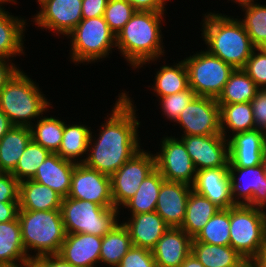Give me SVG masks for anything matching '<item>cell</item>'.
<instances>
[{
    "label": "cell",
    "instance_id": "1",
    "mask_svg": "<svg viewBox=\"0 0 266 267\" xmlns=\"http://www.w3.org/2000/svg\"><path fill=\"white\" fill-rule=\"evenodd\" d=\"M111 113L99 133L91 131L83 164L107 176H112L126 161L141 150L140 121L134 101L125 91L117 96Z\"/></svg>",
    "mask_w": 266,
    "mask_h": 267
},
{
    "label": "cell",
    "instance_id": "2",
    "mask_svg": "<svg viewBox=\"0 0 266 267\" xmlns=\"http://www.w3.org/2000/svg\"><path fill=\"white\" fill-rule=\"evenodd\" d=\"M164 13L136 11L116 36L119 54L135 70L165 57L161 29L166 15Z\"/></svg>",
    "mask_w": 266,
    "mask_h": 267
},
{
    "label": "cell",
    "instance_id": "3",
    "mask_svg": "<svg viewBox=\"0 0 266 267\" xmlns=\"http://www.w3.org/2000/svg\"><path fill=\"white\" fill-rule=\"evenodd\" d=\"M202 15L200 30L206 50L235 69H242L255 47L241 21L215 11Z\"/></svg>",
    "mask_w": 266,
    "mask_h": 267
},
{
    "label": "cell",
    "instance_id": "4",
    "mask_svg": "<svg viewBox=\"0 0 266 267\" xmlns=\"http://www.w3.org/2000/svg\"><path fill=\"white\" fill-rule=\"evenodd\" d=\"M45 96L39 84L19 68L0 90V110L14 126L30 127L52 109Z\"/></svg>",
    "mask_w": 266,
    "mask_h": 267
},
{
    "label": "cell",
    "instance_id": "5",
    "mask_svg": "<svg viewBox=\"0 0 266 267\" xmlns=\"http://www.w3.org/2000/svg\"><path fill=\"white\" fill-rule=\"evenodd\" d=\"M18 219L22 242L29 259L59 253L66 237L60 209L19 210ZM32 251L35 254H32Z\"/></svg>",
    "mask_w": 266,
    "mask_h": 267
},
{
    "label": "cell",
    "instance_id": "6",
    "mask_svg": "<svg viewBox=\"0 0 266 267\" xmlns=\"http://www.w3.org/2000/svg\"><path fill=\"white\" fill-rule=\"evenodd\" d=\"M70 40V61L95 63L109 56L116 49V36L103 16L82 21L66 36Z\"/></svg>",
    "mask_w": 266,
    "mask_h": 267
},
{
    "label": "cell",
    "instance_id": "7",
    "mask_svg": "<svg viewBox=\"0 0 266 267\" xmlns=\"http://www.w3.org/2000/svg\"><path fill=\"white\" fill-rule=\"evenodd\" d=\"M66 234L85 233L103 237L119 223L120 210L64 197L60 206Z\"/></svg>",
    "mask_w": 266,
    "mask_h": 267
},
{
    "label": "cell",
    "instance_id": "8",
    "mask_svg": "<svg viewBox=\"0 0 266 267\" xmlns=\"http://www.w3.org/2000/svg\"><path fill=\"white\" fill-rule=\"evenodd\" d=\"M230 246L242 257L255 259L266 237V210L248 205L230 207Z\"/></svg>",
    "mask_w": 266,
    "mask_h": 267
},
{
    "label": "cell",
    "instance_id": "9",
    "mask_svg": "<svg viewBox=\"0 0 266 267\" xmlns=\"http://www.w3.org/2000/svg\"><path fill=\"white\" fill-rule=\"evenodd\" d=\"M188 84L196 96L217 99L235 68L219 57L205 51H197L185 57Z\"/></svg>",
    "mask_w": 266,
    "mask_h": 267
},
{
    "label": "cell",
    "instance_id": "10",
    "mask_svg": "<svg viewBox=\"0 0 266 267\" xmlns=\"http://www.w3.org/2000/svg\"><path fill=\"white\" fill-rule=\"evenodd\" d=\"M146 151L141 149L110 176L114 208L121 210L122 206L137 192L147 175L156 168L154 154Z\"/></svg>",
    "mask_w": 266,
    "mask_h": 267
},
{
    "label": "cell",
    "instance_id": "11",
    "mask_svg": "<svg viewBox=\"0 0 266 267\" xmlns=\"http://www.w3.org/2000/svg\"><path fill=\"white\" fill-rule=\"evenodd\" d=\"M160 151L154 154L155 167L167 181L193 185L196 168L183 141L177 136H163Z\"/></svg>",
    "mask_w": 266,
    "mask_h": 267
},
{
    "label": "cell",
    "instance_id": "12",
    "mask_svg": "<svg viewBox=\"0 0 266 267\" xmlns=\"http://www.w3.org/2000/svg\"><path fill=\"white\" fill-rule=\"evenodd\" d=\"M231 198L235 205L266 210V166L229 167Z\"/></svg>",
    "mask_w": 266,
    "mask_h": 267
},
{
    "label": "cell",
    "instance_id": "13",
    "mask_svg": "<svg viewBox=\"0 0 266 267\" xmlns=\"http://www.w3.org/2000/svg\"><path fill=\"white\" fill-rule=\"evenodd\" d=\"M175 122L182 127L181 136L221 134L220 106L214 98L195 96Z\"/></svg>",
    "mask_w": 266,
    "mask_h": 267
},
{
    "label": "cell",
    "instance_id": "14",
    "mask_svg": "<svg viewBox=\"0 0 266 267\" xmlns=\"http://www.w3.org/2000/svg\"><path fill=\"white\" fill-rule=\"evenodd\" d=\"M32 17L37 27L67 36L82 21V0H46Z\"/></svg>",
    "mask_w": 266,
    "mask_h": 267
},
{
    "label": "cell",
    "instance_id": "15",
    "mask_svg": "<svg viewBox=\"0 0 266 267\" xmlns=\"http://www.w3.org/2000/svg\"><path fill=\"white\" fill-rule=\"evenodd\" d=\"M67 197L90 201L106 208H114L111 195V178L85 166L76 164Z\"/></svg>",
    "mask_w": 266,
    "mask_h": 267
},
{
    "label": "cell",
    "instance_id": "16",
    "mask_svg": "<svg viewBox=\"0 0 266 267\" xmlns=\"http://www.w3.org/2000/svg\"><path fill=\"white\" fill-rule=\"evenodd\" d=\"M196 170L229 167L228 140L222 134L180 136Z\"/></svg>",
    "mask_w": 266,
    "mask_h": 267
},
{
    "label": "cell",
    "instance_id": "17",
    "mask_svg": "<svg viewBox=\"0 0 266 267\" xmlns=\"http://www.w3.org/2000/svg\"><path fill=\"white\" fill-rule=\"evenodd\" d=\"M191 190L192 186L182 182L163 181L155 211L169 227H181Z\"/></svg>",
    "mask_w": 266,
    "mask_h": 267
},
{
    "label": "cell",
    "instance_id": "18",
    "mask_svg": "<svg viewBox=\"0 0 266 267\" xmlns=\"http://www.w3.org/2000/svg\"><path fill=\"white\" fill-rule=\"evenodd\" d=\"M266 134L258 129L239 132L228 140L229 167H252L263 163Z\"/></svg>",
    "mask_w": 266,
    "mask_h": 267
},
{
    "label": "cell",
    "instance_id": "19",
    "mask_svg": "<svg viewBox=\"0 0 266 267\" xmlns=\"http://www.w3.org/2000/svg\"><path fill=\"white\" fill-rule=\"evenodd\" d=\"M229 167L203 169L196 172L192 190L205 196L221 209L235 206L231 198Z\"/></svg>",
    "mask_w": 266,
    "mask_h": 267
},
{
    "label": "cell",
    "instance_id": "20",
    "mask_svg": "<svg viewBox=\"0 0 266 267\" xmlns=\"http://www.w3.org/2000/svg\"><path fill=\"white\" fill-rule=\"evenodd\" d=\"M101 244V236L85 233L66 234L58 255L75 267H98Z\"/></svg>",
    "mask_w": 266,
    "mask_h": 267
},
{
    "label": "cell",
    "instance_id": "21",
    "mask_svg": "<svg viewBox=\"0 0 266 267\" xmlns=\"http://www.w3.org/2000/svg\"><path fill=\"white\" fill-rule=\"evenodd\" d=\"M192 240L181 228L169 227L152 249L157 267H180L191 253Z\"/></svg>",
    "mask_w": 266,
    "mask_h": 267
},
{
    "label": "cell",
    "instance_id": "22",
    "mask_svg": "<svg viewBox=\"0 0 266 267\" xmlns=\"http://www.w3.org/2000/svg\"><path fill=\"white\" fill-rule=\"evenodd\" d=\"M122 223L129 231L133 246L152 250L169 226L156 212L131 215Z\"/></svg>",
    "mask_w": 266,
    "mask_h": 267
},
{
    "label": "cell",
    "instance_id": "23",
    "mask_svg": "<svg viewBox=\"0 0 266 267\" xmlns=\"http://www.w3.org/2000/svg\"><path fill=\"white\" fill-rule=\"evenodd\" d=\"M76 164L75 162L63 159L57 153H50L38 167L32 180L46 185L59 193L63 198L67 197Z\"/></svg>",
    "mask_w": 266,
    "mask_h": 267
},
{
    "label": "cell",
    "instance_id": "24",
    "mask_svg": "<svg viewBox=\"0 0 266 267\" xmlns=\"http://www.w3.org/2000/svg\"><path fill=\"white\" fill-rule=\"evenodd\" d=\"M24 19L10 14L5 8L0 10V57L13 60L16 56L25 55L23 44L28 23Z\"/></svg>",
    "mask_w": 266,
    "mask_h": 267
},
{
    "label": "cell",
    "instance_id": "25",
    "mask_svg": "<svg viewBox=\"0 0 266 267\" xmlns=\"http://www.w3.org/2000/svg\"><path fill=\"white\" fill-rule=\"evenodd\" d=\"M63 197L34 180L19 183V210L50 211L60 209Z\"/></svg>",
    "mask_w": 266,
    "mask_h": 267
},
{
    "label": "cell",
    "instance_id": "26",
    "mask_svg": "<svg viewBox=\"0 0 266 267\" xmlns=\"http://www.w3.org/2000/svg\"><path fill=\"white\" fill-rule=\"evenodd\" d=\"M32 140L31 129L13 126L0 139V168L4 173H12L28 143Z\"/></svg>",
    "mask_w": 266,
    "mask_h": 267
},
{
    "label": "cell",
    "instance_id": "27",
    "mask_svg": "<svg viewBox=\"0 0 266 267\" xmlns=\"http://www.w3.org/2000/svg\"><path fill=\"white\" fill-rule=\"evenodd\" d=\"M90 135L91 127L77 124V122L76 124L64 122L61 145L56 153L63 159L77 164L83 163L86 159L85 154H87Z\"/></svg>",
    "mask_w": 266,
    "mask_h": 267
},
{
    "label": "cell",
    "instance_id": "28",
    "mask_svg": "<svg viewBox=\"0 0 266 267\" xmlns=\"http://www.w3.org/2000/svg\"><path fill=\"white\" fill-rule=\"evenodd\" d=\"M219 106L221 134L226 139L230 135L256 129L250 102L219 104Z\"/></svg>",
    "mask_w": 266,
    "mask_h": 267
},
{
    "label": "cell",
    "instance_id": "29",
    "mask_svg": "<svg viewBox=\"0 0 266 267\" xmlns=\"http://www.w3.org/2000/svg\"><path fill=\"white\" fill-rule=\"evenodd\" d=\"M220 209L205 196L191 190L188 196L185 219L180 228L194 238Z\"/></svg>",
    "mask_w": 266,
    "mask_h": 267
},
{
    "label": "cell",
    "instance_id": "30",
    "mask_svg": "<svg viewBox=\"0 0 266 267\" xmlns=\"http://www.w3.org/2000/svg\"><path fill=\"white\" fill-rule=\"evenodd\" d=\"M28 260L18 217L12 221L0 222V264L25 263Z\"/></svg>",
    "mask_w": 266,
    "mask_h": 267
},
{
    "label": "cell",
    "instance_id": "31",
    "mask_svg": "<svg viewBox=\"0 0 266 267\" xmlns=\"http://www.w3.org/2000/svg\"><path fill=\"white\" fill-rule=\"evenodd\" d=\"M173 65L164 64L156 71L155 80L151 87L156 97L169 96L189 87L188 72L184 60L177 61Z\"/></svg>",
    "mask_w": 266,
    "mask_h": 267
},
{
    "label": "cell",
    "instance_id": "32",
    "mask_svg": "<svg viewBox=\"0 0 266 267\" xmlns=\"http://www.w3.org/2000/svg\"><path fill=\"white\" fill-rule=\"evenodd\" d=\"M165 179L155 168L140 184L137 192L122 207L131 215L155 211L160 187Z\"/></svg>",
    "mask_w": 266,
    "mask_h": 267
},
{
    "label": "cell",
    "instance_id": "33",
    "mask_svg": "<svg viewBox=\"0 0 266 267\" xmlns=\"http://www.w3.org/2000/svg\"><path fill=\"white\" fill-rule=\"evenodd\" d=\"M132 246L128 229L119 222L102 237L99 263L108 267H117Z\"/></svg>",
    "mask_w": 266,
    "mask_h": 267
},
{
    "label": "cell",
    "instance_id": "34",
    "mask_svg": "<svg viewBox=\"0 0 266 267\" xmlns=\"http://www.w3.org/2000/svg\"><path fill=\"white\" fill-rule=\"evenodd\" d=\"M191 253L204 267H233L244 259L230 245L219 246L198 241H192Z\"/></svg>",
    "mask_w": 266,
    "mask_h": 267
},
{
    "label": "cell",
    "instance_id": "35",
    "mask_svg": "<svg viewBox=\"0 0 266 267\" xmlns=\"http://www.w3.org/2000/svg\"><path fill=\"white\" fill-rule=\"evenodd\" d=\"M258 90L243 69H235L216 101L218 104L251 102Z\"/></svg>",
    "mask_w": 266,
    "mask_h": 267
},
{
    "label": "cell",
    "instance_id": "36",
    "mask_svg": "<svg viewBox=\"0 0 266 267\" xmlns=\"http://www.w3.org/2000/svg\"><path fill=\"white\" fill-rule=\"evenodd\" d=\"M64 122L58 117H40L30 126L32 140L51 153H56L61 145Z\"/></svg>",
    "mask_w": 266,
    "mask_h": 267
},
{
    "label": "cell",
    "instance_id": "37",
    "mask_svg": "<svg viewBox=\"0 0 266 267\" xmlns=\"http://www.w3.org/2000/svg\"><path fill=\"white\" fill-rule=\"evenodd\" d=\"M230 208L220 209L208 223L198 232L192 241L214 244L219 246L230 245Z\"/></svg>",
    "mask_w": 266,
    "mask_h": 267
},
{
    "label": "cell",
    "instance_id": "38",
    "mask_svg": "<svg viewBox=\"0 0 266 267\" xmlns=\"http://www.w3.org/2000/svg\"><path fill=\"white\" fill-rule=\"evenodd\" d=\"M243 18H238L243 24L255 48H266V5L257 3L242 9Z\"/></svg>",
    "mask_w": 266,
    "mask_h": 267
},
{
    "label": "cell",
    "instance_id": "39",
    "mask_svg": "<svg viewBox=\"0 0 266 267\" xmlns=\"http://www.w3.org/2000/svg\"><path fill=\"white\" fill-rule=\"evenodd\" d=\"M50 153L48 149L43 148L41 145L31 140L18 160L15 170L11 174L19 182L31 180L35 176L38 167Z\"/></svg>",
    "mask_w": 266,
    "mask_h": 267
},
{
    "label": "cell",
    "instance_id": "40",
    "mask_svg": "<svg viewBox=\"0 0 266 267\" xmlns=\"http://www.w3.org/2000/svg\"><path fill=\"white\" fill-rule=\"evenodd\" d=\"M136 11L128 0H109L103 17L117 36Z\"/></svg>",
    "mask_w": 266,
    "mask_h": 267
},
{
    "label": "cell",
    "instance_id": "41",
    "mask_svg": "<svg viewBox=\"0 0 266 267\" xmlns=\"http://www.w3.org/2000/svg\"><path fill=\"white\" fill-rule=\"evenodd\" d=\"M194 91L188 87L186 90L164 97H159V108L162 114L169 121L175 123L181 112L186 108L188 103L195 97Z\"/></svg>",
    "mask_w": 266,
    "mask_h": 267
},
{
    "label": "cell",
    "instance_id": "42",
    "mask_svg": "<svg viewBox=\"0 0 266 267\" xmlns=\"http://www.w3.org/2000/svg\"><path fill=\"white\" fill-rule=\"evenodd\" d=\"M242 69L259 89H266V48H255Z\"/></svg>",
    "mask_w": 266,
    "mask_h": 267
},
{
    "label": "cell",
    "instance_id": "43",
    "mask_svg": "<svg viewBox=\"0 0 266 267\" xmlns=\"http://www.w3.org/2000/svg\"><path fill=\"white\" fill-rule=\"evenodd\" d=\"M117 267H157V265L152 250L132 246Z\"/></svg>",
    "mask_w": 266,
    "mask_h": 267
},
{
    "label": "cell",
    "instance_id": "44",
    "mask_svg": "<svg viewBox=\"0 0 266 267\" xmlns=\"http://www.w3.org/2000/svg\"><path fill=\"white\" fill-rule=\"evenodd\" d=\"M19 183L11 173L0 175V202H19Z\"/></svg>",
    "mask_w": 266,
    "mask_h": 267
},
{
    "label": "cell",
    "instance_id": "45",
    "mask_svg": "<svg viewBox=\"0 0 266 267\" xmlns=\"http://www.w3.org/2000/svg\"><path fill=\"white\" fill-rule=\"evenodd\" d=\"M250 103L256 129L266 134V89H259Z\"/></svg>",
    "mask_w": 266,
    "mask_h": 267
},
{
    "label": "cell",
    "instance_id": "46",
    "mask_svg": "<svg viewBox=\"0 0 266 267\" xmlns=\"http://www.w3.org/2000/svg\"><path fill=\"white\" fill-rule=\"evenodd\" d=\"M109 0H82V18H96L104 15Z\"/></svg>",
    "mask_w": 266,
    "mask_h": 267
},
{
    "label": "cell",
    "instance_id": "47",
    "mask_svg": "<svg viewBox=\"0 0 266 267\" xmlns=\"http://www.w3.org/2000/svg\"><path fill=\"white\" fill-rule=\"evenodd\" d=\"M137 11L166 12V3L171 0H128Z\"/></svg>",
    "mask_w": 266,
    "mask_h": 267
},
{
    "label": "cell",
    "instance_id": "48",
    "mask_svg": "<svg viewBox=\"0 0 266 267\" xmlns=\"http://www.w3.org/2000/svg\"><path fill=\"white\" fill-rule=\"evenodd\" d=\"M40 267H75L65 261L60 255H43L33 259Z\"/></svg>",
    "mask_w": 266,
    "mask_h": 267
},
{
    "label": "cell",
    "instance_id": "49",
    "mask_svg": "<svg viewBox=\"0 0 266 267\" xmlns=\"http://www.w3.org/2000/svg\"><path fill=\"white\" fill-rule=\"evenodd\" d=\"M13 60L0 57V90L5 86L7 81L14 75L20 68Z\"/></svg>",
    "mask_w": 266,
    "mask_h": 267
},
{
    "label": "cell",
    "instance_id": "50",
    "mask_svg": "<svg viewBox=\"0 0 266 267\" xmlns=\"http://www.w3.org/2000/svg\"><path fill=\"white\" fill-rule=\"evenodd\" d=\"M19 202H0V222H8L18 217Z\"/></svg>",
    "mask_w": 266,
    "mask_h": 267
},
{
    "label": "cell",
    "instance_id": "51",
    "mask_svg": "<svg viewBox=\"0 0 266 267\" xmlns=\"http://www.w3.org/2000/svg\"><path fill=\"white\" fill-rule=\"evenodd\" d=\"M14 125L8 117L0 110V139L13 127Z\"/></svg>",
    "mask_w": 266,
    "mask_h": 267
},
{
    "label": "cell",
    "instance_id": "52",
    "mask_svg": "<svg viewBox=\"0 0 266 267\" xmlns=\"http://www.w3.org/2000/svg\"><path fill=\"white\" fill-rule=\"evenodd\" d=\"M255 260L258 267H266V237Z\"/></svg>",
    "mask_w": 266,
    "mask_h": 267
},
{
    "label": "cell",
    "instance_id": "53",
    "mask_svg": "<svg viewBox=\"0 0 266 267\" xmlns=\"http://www.w3.org/2000/svg\"><path fill=\"white\" fill-rule=\"evenodd\" d=\"M180 267H204V266L192 253H190Z\"/></svg>",
    "mask_w": 266,
    "mask_h": 267
},
{
    "label": "cell",
    "instance_id": "54",
    "mask_svg": "<svg viewBox=\"0 0 266 267\" xmlns=\"http://www.w3.org/2000/svg\"><path fill=\"white\" fill-rule=\"evenodd\" d=\"M238 4V6L242 7L241 9L247 8V7H251L253 5H256L258 2H255L256 0H228Z\"/></svg>",
    "mask_w": 266,
    "mask_h": 267
},
{
    "label": "cell",
    "instance_id": "55",
    "mask_svg": "<svg viewBox=\"0 0 266 267\" xmlns=\"http://www.w3.org/2000/svg\"><path fill=\"white\" fill-rule=\"evenodd\" d=\"M233 267H258L255 259L244 258L240 263Z\"/></svg>",
    "mask_w": 266,
    "mask_h": 267
},
{
    "label": "cell",
    "instance_id": "56",
    "mask_svg": "<svg viewBox=\"0 0 266 267\" xmlns=\"http://www.w3.org/2000/svg\"><path fill=\"white\" fill-rule=\"evenodd\" d=\"M0 267H24V263L0 264Z\"/></svg>",
    "mask_w": 266,
    "mask_h": 267
},
{
    "label": "cell",
    "instance_id": "57",
    "mask_svg": "<svg viewBox=\"0 0 266 267\" xmlns=\"http://www.w3.org/2000/svg\"><path fill=\"white\" fill-rule=\"evenodd\" d=\"M24 267H40L33 259H30L24 263Z\"/></svg>",
    "mask_w": 266,
    "mask_h": 267
},
{
    "label": "cell",
    "instance_id": "58",
    "mask_svg": "<svg viewBox=\"0 0 266 267\" xmlns=\"http://www.w3.org/2000/svg\"><path fill=\"white\" fill-rule=\"evenodd\" d=\"M8 2L17 4V0H0V10L4 9L5 7H3V4L5 5V3L7 4Z\"/></svg>",
    "mask_w": 266,
    "mask_h": 267
},
{
    "label": "cell",
    "instance_id": "59",
    "mask_svg": "<svg viewBox=\"0 0 266 267\" xmlns=\"http://www.w3.org/2000/svg\"><path fill=\"white\" fill-rule=\"evenodd\" d=\"M263 163L266 166V139H265L264 148H263Z\"/></svg>",
    "mask_w": 266,
    "mask_h": 267
},
{
    "label": "cell",
    "instance_id": "60",
    "mask_svg": "<svg viewBox=\"0 0 266 267\" xmlns=\"http://www.w3.org/2000/svg\"><path fill=\"white\" fill-rule=\"evenodd\" d=\"M46 0H37V4L40 6L42 3H44Z\"/></svg>",
    "mask_w": 266,
    "mask_h": 267
},
{
    "label": "cell",
    "instance_id": "61",
    "mask_svg": "<svg viewBox=\"0 0 266 267\" xmlns=\"http://www.w3.org/2000/svg\"><path fill=\"white\" fill-rule=\"evenodd\" d=\"M4 172L1 170V168H0V175H2Z\"/></svg>",
    "mask_w": 266,
    "mask_h": 267
}]
</instances>
